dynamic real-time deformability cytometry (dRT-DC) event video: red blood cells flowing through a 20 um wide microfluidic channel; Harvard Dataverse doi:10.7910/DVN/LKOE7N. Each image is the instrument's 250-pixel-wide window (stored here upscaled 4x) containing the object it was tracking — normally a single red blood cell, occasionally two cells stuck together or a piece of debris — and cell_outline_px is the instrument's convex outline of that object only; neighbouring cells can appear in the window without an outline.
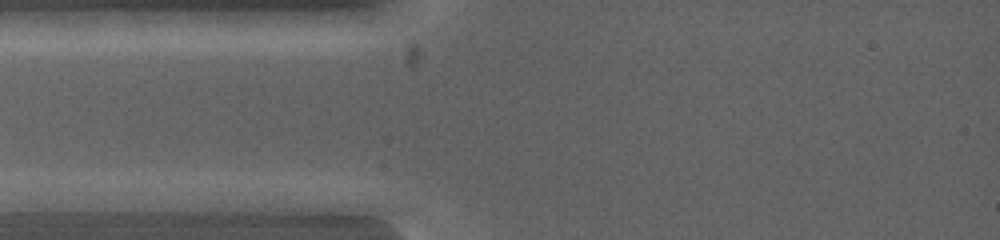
{"species": "common noctule bat (a hibernating species)", "species_latin": "Nyctalus noctula", "temperature_condition": "warm", "stored_images_in_passage": 7, "camera_frame_rate_fps": 5000, "um_per_image_px": 0.085, "animal": {"sex": "female", "body_mass_g": 19.0, "forearm_length_mm": 53.3}, "frame": {"image": 1, "passage_image": 2, "time_ms": 0.2, "image_size_px": [1000, 240], "cell_outline_px": [[124, 200], [116, 212], [16, 212], [12, 200], [44, 192], [80, 192]], "centroid_in_image_um": [5.66, 17.25], "position_along_channel_um": 79.3, "area_um2": 13.47}}